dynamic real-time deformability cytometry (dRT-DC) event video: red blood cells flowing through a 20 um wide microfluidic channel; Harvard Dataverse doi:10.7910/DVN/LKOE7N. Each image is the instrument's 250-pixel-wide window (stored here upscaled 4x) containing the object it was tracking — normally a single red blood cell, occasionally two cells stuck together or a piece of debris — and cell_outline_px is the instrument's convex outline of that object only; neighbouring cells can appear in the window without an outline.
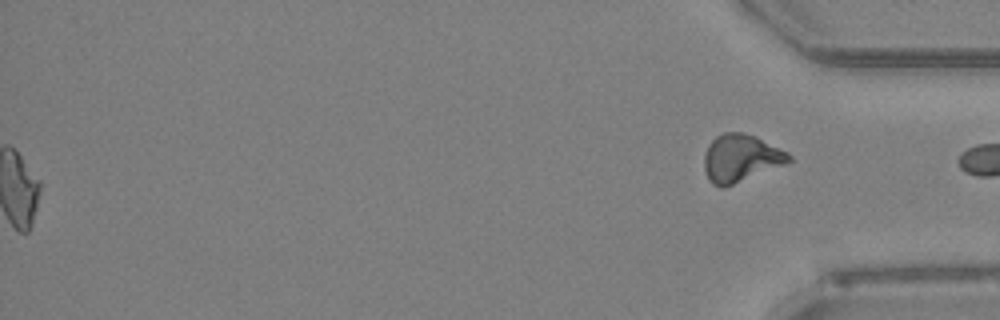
{"species": "Egyptian fruit bat (a non-hibernating species)", "species_latin": "Rousettus aegyptiacus", "temperature_condition": "room temperature", "stored_images_in_passage": 52, "segment_of_instrument_passage": [2, 2], "camera_frame_rate_fps": 3000, "um_per_image_px": 0.085, "animal": {"sex": "female"}, "frame": {"image": 1, "passage_image": 52, "time_ms": 17.0, "image_size_px": [1000, 320], "cell_outline_px": [[792, 160], [788, 164], [724, 188], [720, 188], [712, 184], [708, 180], [704, 168], [704, 156], [708, 144], [716, 136], [724, 132], [744, 132], [756, 136], [788, 152], [792, 156]], "centroid_in_image_um": [62.98, 13.46], "position_along_channel_um": 372.2, "area_um2": 23.93}}